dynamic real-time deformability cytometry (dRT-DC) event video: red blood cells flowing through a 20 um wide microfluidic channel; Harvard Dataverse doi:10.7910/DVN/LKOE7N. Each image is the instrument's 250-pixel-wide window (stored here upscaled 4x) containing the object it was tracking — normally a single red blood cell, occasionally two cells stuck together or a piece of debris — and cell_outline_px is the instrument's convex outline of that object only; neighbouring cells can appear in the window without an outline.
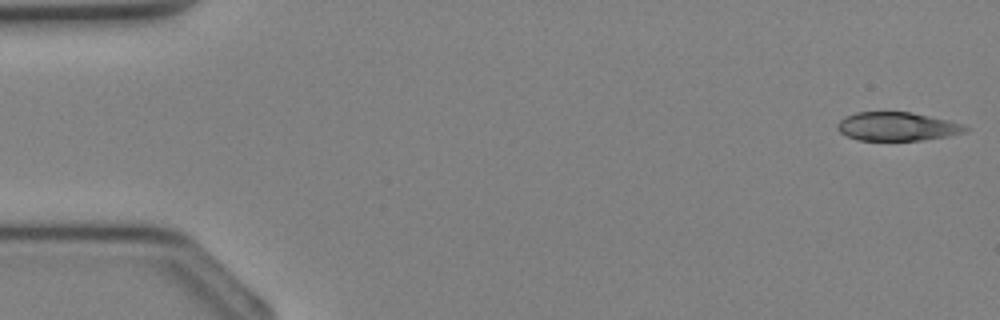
{"species": "Egyptian fruit bat (a non-hibernating species)", "species_latin": "Rousettus aegyptiacus", "temperature_condition": "cold", "stored_images_in_passage": 35, "camera_frame_rate_fps": 3000, "um_per_image_px": 0.085, "animal": {"sex": "female"}, "frame": {"image": 1, "passage_image": 1, "time_ms": 0.0, "image_size_px": [1000, 320], "cell_outline_px": [[968, 132], [948, 136], [924, 140], [856, 140], [840, 132], [836, 128], [836, 124], [844, 116], [856, 112], [912, 112], [948, 120], [960, 124], [968, 128]], "centroid_in_image_um": [76.23, 10.75], "position_along_channel_um": 8.8, "area_um2": 21.39}}
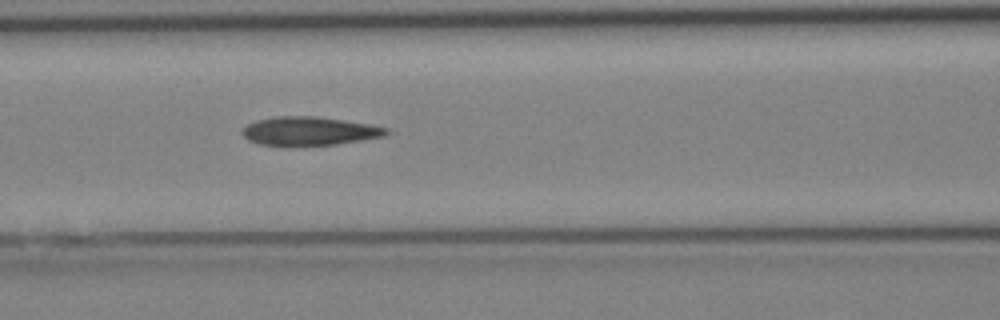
{"frame": {"image": 2, "passage_image": 15, "time_ms": 4.667, "image_size_px": [1000, 320], "cell_outline_px": [[392, 132], [384, 136], [336, 144], [260, 144], [248, 140], [240, 132], [248, 124], [256, 120], [276, 116], [316, 116], [372, 124], [388, 128]], "centroid_in_image_um": [26.33, 11.11], "position_along_channel_um": 140.3, "area_um2": 23.64}}
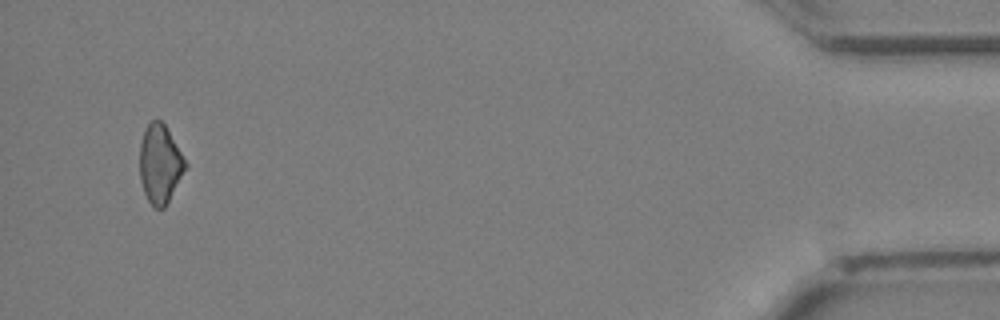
{"frame": {"image": 3, "passage_image": 34, "time_ms": 11.0, "image_size_px": [1000, 320], "cell_outline_px": [[188, 164], [164, 208], [156, 208], [148, 200], [144, 192], [140, 180], [140, 144], [144, 128], [152, 120], [160, 120], [164, 124]], "centroid_in_image_um": [13.58, 13.92], "position_along_channel_um": 421.6, "area_um2": 20.58}}